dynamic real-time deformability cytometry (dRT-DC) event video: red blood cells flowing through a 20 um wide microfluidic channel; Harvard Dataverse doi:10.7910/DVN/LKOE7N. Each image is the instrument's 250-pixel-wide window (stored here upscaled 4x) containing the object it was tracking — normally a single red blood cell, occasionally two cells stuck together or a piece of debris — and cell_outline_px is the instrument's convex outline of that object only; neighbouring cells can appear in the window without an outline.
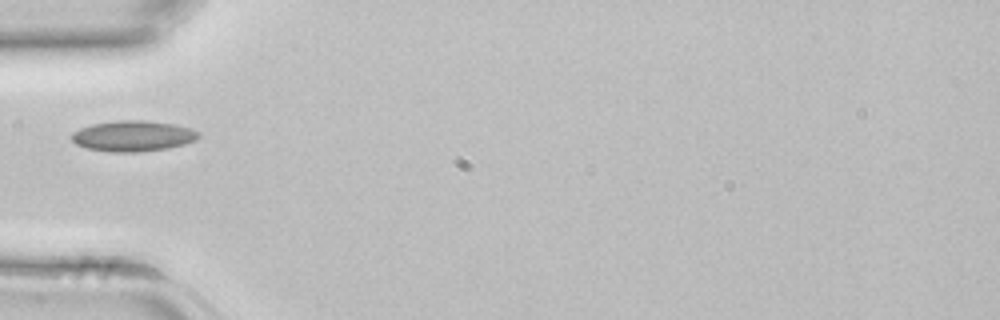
{"species": "common noctule bat (a hibernating species)", "species_latin": "Nyctalus noctula", "temperature_condition": "room temperature", "stored_images_in_passage": 30, "camera_frame_rate_fps": 3000, "um_per_image_px": 0.085, "animal": {"sex": "female", "body_mass_g": 22.7, "forearm_length_mm": 54.2}, "frame": {"image": 1, "passage_image": 1, "time_ms": 0.0, "image_size_px": [1000, 320], "cell_outline_px": [[200, 136], [196, 140], [184, 144], [168, 148], [136, 152], [108, 152], [88, 148], [76, 144], [72, 140], [72, 132], [80, 128], [92, 124], [120, 120], [144, 120], [176, 124], [192, 128], [200, 132]], "centroid_in_image_um": [11.34, 11.55], "position_along_channel_um": 73.7, "area_um2": 22.83}}